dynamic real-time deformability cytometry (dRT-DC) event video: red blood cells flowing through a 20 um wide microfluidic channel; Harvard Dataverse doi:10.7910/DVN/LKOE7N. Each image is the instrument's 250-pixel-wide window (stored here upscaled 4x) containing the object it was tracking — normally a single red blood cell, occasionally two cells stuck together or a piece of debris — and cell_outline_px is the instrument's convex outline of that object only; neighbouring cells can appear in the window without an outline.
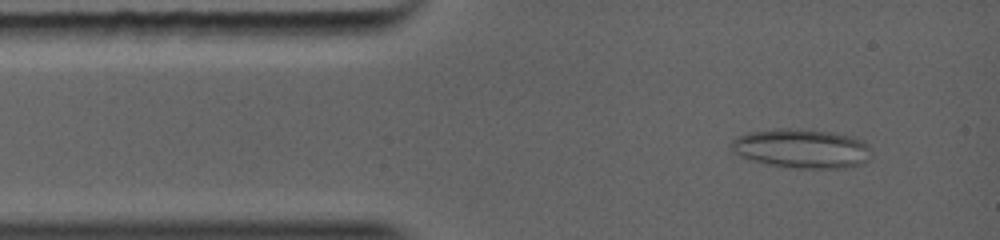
{"species": "common noctule bat (a hibernating species)", "species_latin": "Nyctalus noctula", "temperature_condition": "warm", "stored_images_in_passage": 36, "camera_frame_rate_fps": 5000, "um_per_image_px": 0.085, "animal": {"sex": "female", "body_mass_g": 19.0, "forearm_length_mm": 56.7}, "frame": {"image": 1, "passage_image": 4, "time_ms": 0.8, "image_size_px": [1000, 240], "cell_outline_px": [[872, 160], [864, 164], [848, 168], [792, 168], [768, 164], [748, 160], [736, 156], [728, 152], [740, 140], [748, 136], [768, 132], [812, 132], [832, 136], [848, 140], [864, 148], [872, 156]], "centroid_in_image_um": [68.1, 12.8], "position_along_channel_um": 16.9, "area_um2": 28.61}}
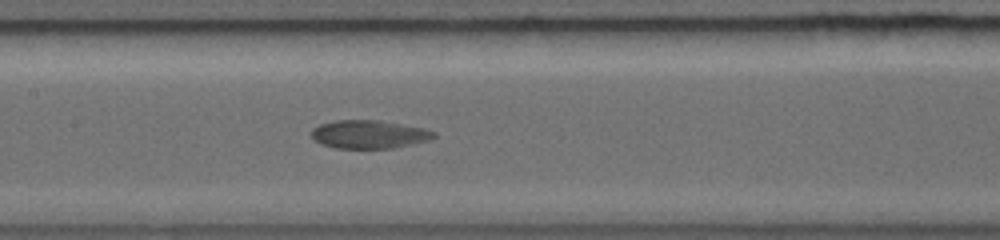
{"frame": {"image": 2, "passage_image": 23, "time_ms": 5.0, "image_size_px": [1000, 240], "cell_outline_px": [[432, 136], [392, 148], [336, 148], [324, 144], [316, 140], [312, 136], [312, 132], [316, 128], [324, 124], [344, 120], [360, 120], [424, 132]], "centroid_in_image_um": [31.02, 11.48], "position_along_channel_um": 176.4, "area_um2": 17.22}}
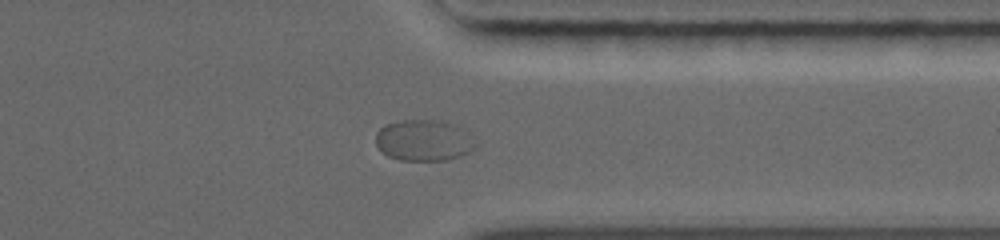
{"frame": {"image": 3, "passage_image": 36, "time_ms": 9.2, "image_size_px": [1000, 240], "cell_outline_px": [[468, 152], [460, 156], [448, 160], [400, 160], [388, 156], [380, 148], [376, 140], [380, 132], [388, 124], [404, 124]], "centroid_in_image_um": [35.24, 12.3], "position_along_channel_um": 376.2, "area_um2": 15.26}}